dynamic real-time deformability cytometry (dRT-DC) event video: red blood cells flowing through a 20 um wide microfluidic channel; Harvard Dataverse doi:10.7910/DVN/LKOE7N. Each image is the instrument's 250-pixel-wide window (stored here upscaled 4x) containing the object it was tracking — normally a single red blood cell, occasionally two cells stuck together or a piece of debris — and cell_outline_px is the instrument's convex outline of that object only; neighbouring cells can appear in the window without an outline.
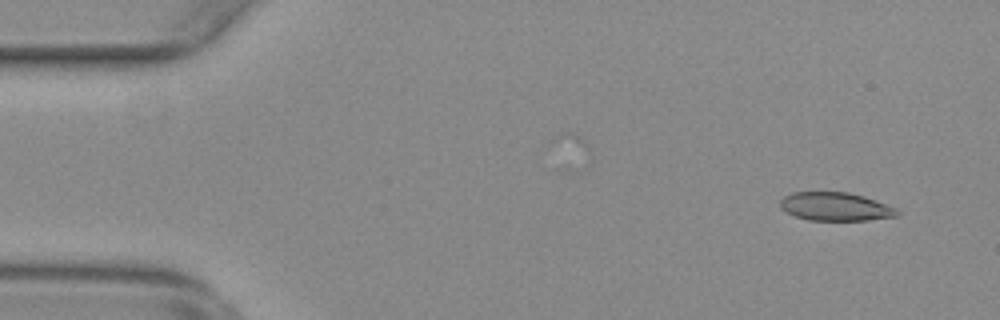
{"species": "common noctule bat (a hibernating species)", "species_latin": "Nyctalus noctula", "temperature_condition": "warm", "stored_images_in_passage": 42, "camera_frame_rate_fps": 3000, "um_per_image_px": 0.085, "animal": {"sex": "female", "body_mass_g": 29.2, "forearm_length_mm": 56.3}, "frame": {"image": 1, "passage_image": 3, "time_ms": 0.667, "image_size_px": [1000, 320], "cell_outline_px": [[900, 212], [896, 216], [868, 220], [808, 220], [796, 216], [780, 208], [780, 200], [784, 196], [792, 192], [848, 192], [864, 196], [896, 208]], "centroid_in_image_um": [71.0, 17.55], "position_along_channel_um": 14.0, "area_um2": 19.25}}
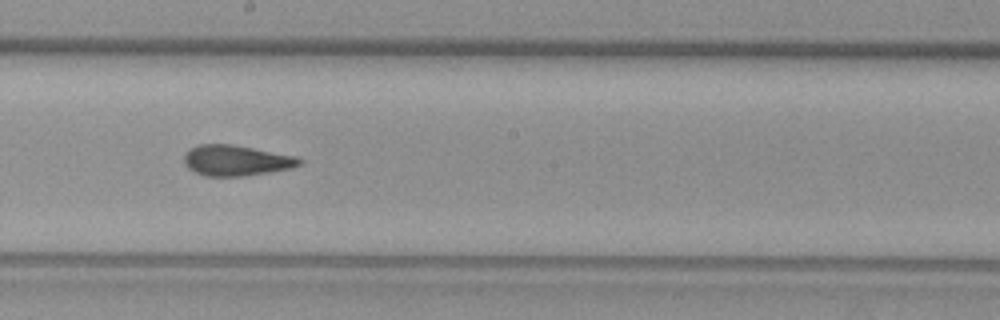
{"frame": {"image": 2, "passage_image": 29, "time_ms": 9.333, "image_size_px": [1000, 320], "cell_outline_px": [[304, 160], [300, 164], [292, 168], [244, 176], [204, 176], [188, 168], [184, 164], [184, 156], [192, 148], [200, 144], [232, 144], [296, 156]], "centroid_in_image_um": [20.09, 13.64], "position_along_channel_um": 228.1, "area_um2": 20.46}}
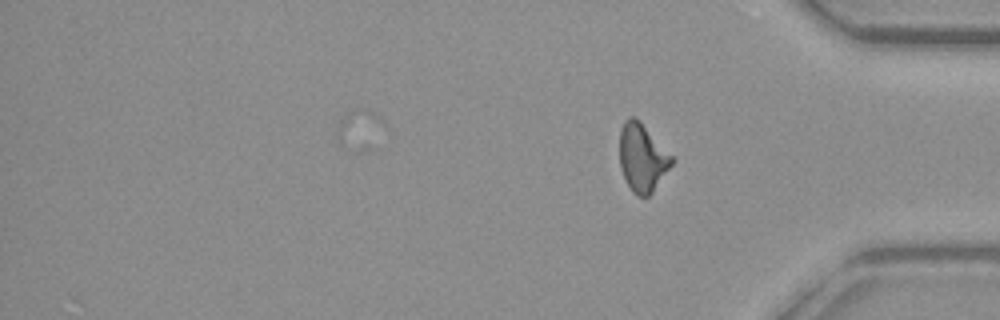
{"frame": {"image": 3, "passage_image": 42, "time_ms": 13.667, "image_size_px": [1000, 320], "cell_outline_px": [[676, 160], [652, 192], [648, 196], [636, 196], [632, 192], [620, 168], [620, 128], [624, 120], [628, 116], [636, 116], [640, 120]], "centroid_in_image_um": [54.59, 13.37], "position_along_channel_um": 380.6, "area_um2": 20.81}, "authors_computed_cell_mechanics": {"area_um2": 20.6346, "velocity_mm_per_s": 3.7694, "shape_relaxation_time_tau1_ms": null, "shape_relaxation_time_tau2_ms": 1.1796, "deformation_change_tau1": null, "deformation_change_tau2": 0.0803}}